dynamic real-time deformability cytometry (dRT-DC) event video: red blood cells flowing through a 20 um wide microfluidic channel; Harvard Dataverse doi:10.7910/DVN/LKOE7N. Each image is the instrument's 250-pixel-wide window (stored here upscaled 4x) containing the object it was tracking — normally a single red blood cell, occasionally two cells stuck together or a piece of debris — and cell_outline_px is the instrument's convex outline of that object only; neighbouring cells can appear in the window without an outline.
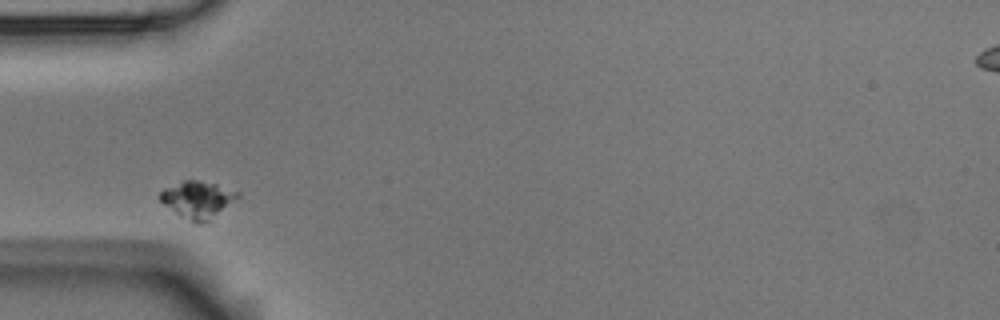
{"species": "Egyptian fruit bat (a non-hibernating species)", "species_latin": "Rousettus aegyptiacus", "temperature_condition": "room temperature", "stored_images_in_passage": 5, "camera_frame_rate_fps": 3000, "um_per_image_px": 0.085, "animal": {"sex": "male"}, "frame": {"image": 1, "passage_image": 1, "time_ms": 0.0, "image_size_px": [1000, 320], "cell_outline_px": [[240, 196], [208, 220], [200, 224], [196, 224], [180, 216], [164, 204], [160, 200], [160, 192], [164, 188], [184, 180], [200, 180], [216, 184], [240, 192]], "centroid_in_image_um": [16.78, 16.95], "position_along_channel_um": 68.2, "area_um2": 16.42}}
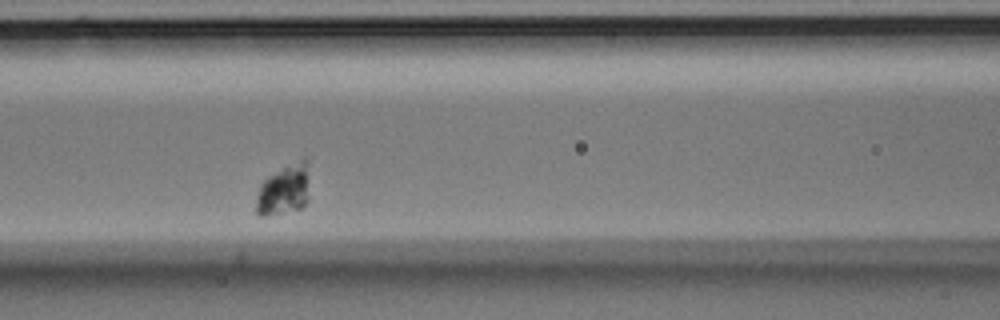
{"frame": {"image": 2, "passage_image": 3, "time_ms": 0.667, "image_size_px": [1000, 320], "cell_outline_px": [[308, 200], [300, 208], [264, 216], [260, 216], [256, 212], [256, 200], [260, 184], [268, 176], [304, 156], [308, 196]], "centroid_in_image_um": [24.09, 16.15], "position_along_channel_um": 142.5, "area_um2": 15.14}}
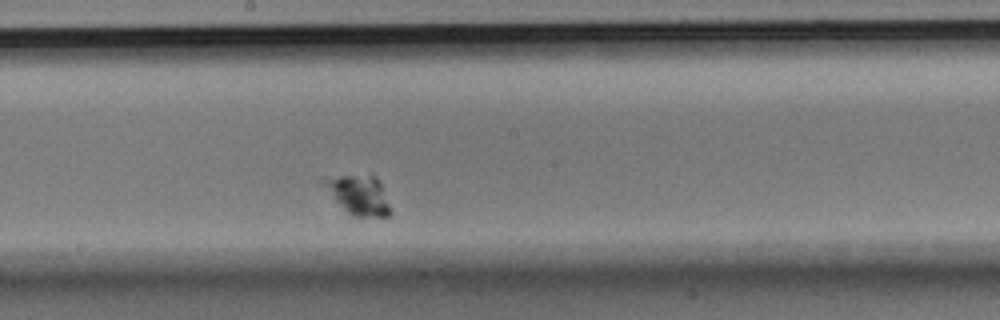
{"frame": {"image": 3, "passage_image": 5, "time_ms": 1.333, "image_size_px": [1000, 320], "cell_outline_px": [[392, 212], [388, 216], [352, 216], [332, 196], [320, 180], [340, 176], [376, 176], [380, 184]], "centroid_in_image_um": [30.51, 16.59], "position_along_channel_um": 217.7, "area_um2": 14.57}}